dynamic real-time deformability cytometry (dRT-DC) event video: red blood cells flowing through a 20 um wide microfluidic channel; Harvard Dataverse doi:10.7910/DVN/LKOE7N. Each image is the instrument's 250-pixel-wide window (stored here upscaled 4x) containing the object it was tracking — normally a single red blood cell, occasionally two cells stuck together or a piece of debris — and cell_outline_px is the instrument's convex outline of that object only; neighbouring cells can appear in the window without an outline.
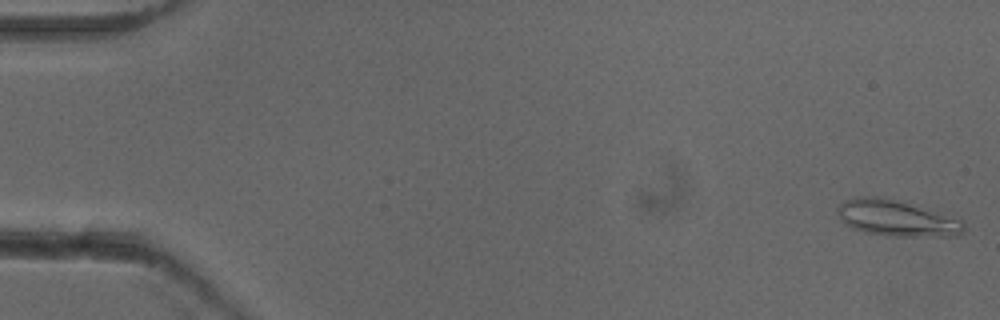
{"species": "common noctule bat (a hibernating species)", "species_latin": "Nyctalus noctula", "temperature_condition": "cold", "stored_images_in_passage": 52, "camera_frame_rate_fps": 3000, "um_per_image_px": 0.085, "animal": {"sex": "female"}, "frame": {"image": 1, "passage_image": 1, "time_ms": 0.0, "image_size_px": [1000, 320], "cell_outline_px": [[964, 228], [960, 236], [888, 236], [864, 232], [852, 228], [844, 224], [840, 220], [836, 212], [836, 208], [844, 200], [860, 196], [880, 196], [964, 220]], "centroid_in_image_um": [76.15, 18.56], "position_along_channel_um": 8.8, "area_um2": 26.47}}
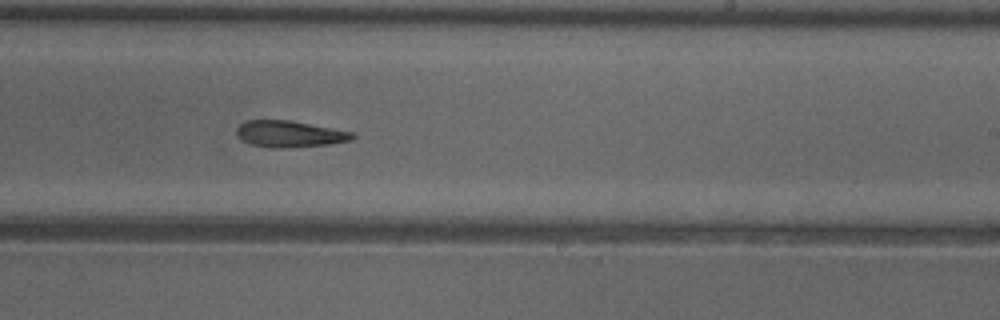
{"frame": {"image": 2, "passage_image": 32, "time_ms": 10.333, "image_size_px": [1000, 320], "cell_outline_px": [[356, 136], [352, 140], [332, 144], [284, 148], [272, 148], [252, 144], [240, 140], [236, 136], [236, 128], [244, 120], [288, 120], [356, 132]], "centroid_in_image_um": [24.62, 11.39], "position_along_channel_um": 264.4, "area_um2": 18.15}}
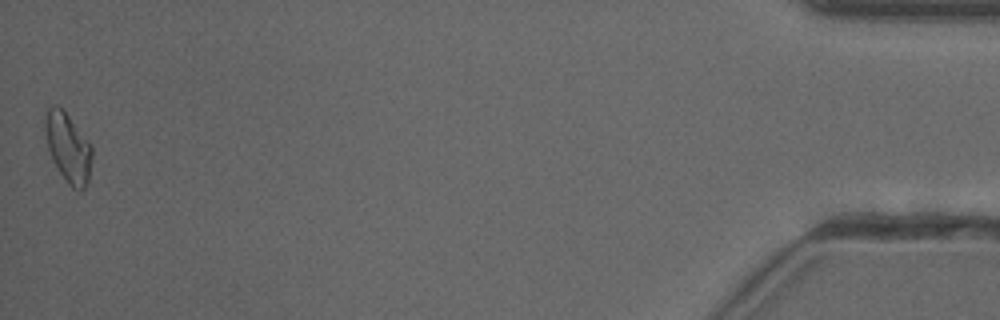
{"frame": {"image": 3, "passage_image": 52, "time_ms": 17.0, "image_size_px": [1000, 320], "cell_outline_px": [[92, 156], [88, 184], [80, 192], [76, 192], [68, 184], [60, 172], [48, 148], [44, 132], [44, 124], [48, 108], [52, 104], [56, 104], [68, 116], [92, 144]], "centroid_in_image_um": [5.81, 12.58], "position_along_channel_um": 429.4, "area_um2": 18.9}}